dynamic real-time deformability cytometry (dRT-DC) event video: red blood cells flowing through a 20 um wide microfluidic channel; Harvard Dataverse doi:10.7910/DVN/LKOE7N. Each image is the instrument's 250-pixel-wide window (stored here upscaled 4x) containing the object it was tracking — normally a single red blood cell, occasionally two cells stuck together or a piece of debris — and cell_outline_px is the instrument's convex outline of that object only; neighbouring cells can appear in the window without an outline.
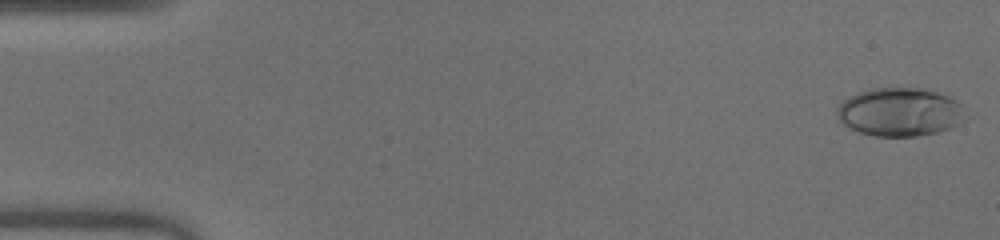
{"species": "human", "species_latin": "Homo sapiens", "temperature_condition": "warm", "stored_images_in_passage": 50, "camera_frame_rate_fps": 3000, "um_per_image_px": 0.085, "donor": {"sex": "male"}, "frame": {"image": 1, "passage_image": 1, "time_ms": 0.0, "image_size_px": [1000, 240], "cell_outline_px": [[972, 116], [948, 128], [936, 132], [916, 136], [872, 136], [860, 132], [844, 124], [840, 120], [836, 112], [840, 104], [848, 96], [856, 92], [872, 88], [928, 88], [940, 92], [956, 100]], "centroid_in_image_um": [76.54, 9.5], "position_along_channel_um": 8.5, "area_um2": 36.59}}
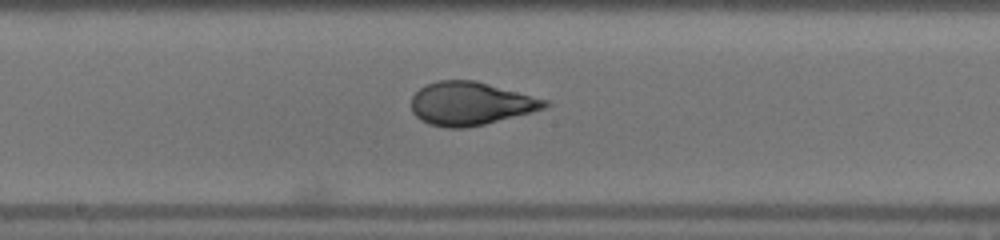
{"frame": {"image": 2, "passage_image": 27, "time_ms": 8.667, "image_size_px": [1000, 240], "cell_outline_px": [[552, 104], [544, 108], [484, 124], [464, 128], [448, 128], [428, 124], [420, 120], [412, 112], [412, 96], [420, 88], [428, 84], [440, 80], [476, 80], [548, 100]], "centroid_in_image_um": [39.98, 8.8], "position_along_channel_um": 208.2, "area_um2": 33.41}}
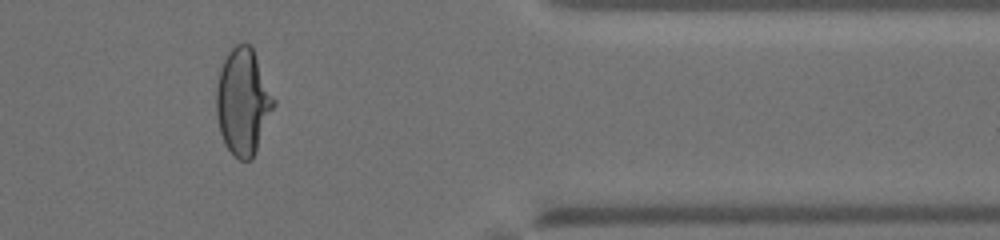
{"frame": {"image": 3, "passage_image": 42, "time_ms": 13.667, "image_size_px": [1000, 240], "cell_outline_px": [[276, 104], [252, 160], [240, 160], [224, 144], [220, 132], [216, 112], [216, 88], [220, 68], [228, 52], [236, 44], [248, 44], [252, 48], [276, 100]], "centroid_in_image_um": [20.66, 8.66], "position_along_channel_um": 390.7, "area_um2": 35.37}, "authors_computed_cell_mechanics": {"area_um2": 34.7956, "velocity_mm_per_s": 4.065, "shape_relaxation_time_tau1_ms": 7.4454, "shape_relaxation_time_tau2_ms": null, "deformation_change_tau1": 0.2839, "deformation_change_tau2": null}}